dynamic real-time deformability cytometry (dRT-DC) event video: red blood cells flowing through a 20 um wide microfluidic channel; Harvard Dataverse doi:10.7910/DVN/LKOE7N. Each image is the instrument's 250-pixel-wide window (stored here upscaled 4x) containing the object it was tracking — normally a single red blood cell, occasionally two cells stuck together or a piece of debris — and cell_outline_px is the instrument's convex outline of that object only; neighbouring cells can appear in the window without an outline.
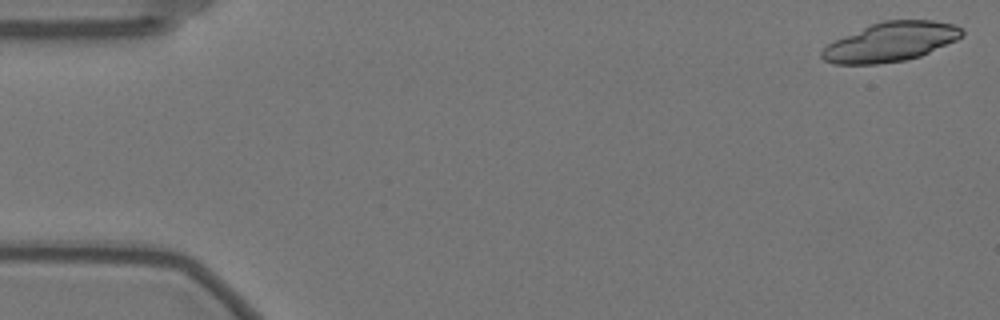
{"species": "Egyptian fruit bat (a non-hibernating species)", "species_latin": "Rousettus aegyptiacus", "temperature_condition": "warm", "stored_images_in_passage": 24, "camera_frame_rate_fps": 3000, "um_per_image_px": 0.085, "animal": {"sex": "female"}, "frame": {"image": 1, "passage_image": 2, "time_ms": 0.333, "image_size_px": [1000, 320], "cell_outline_px": [[964, 36], [956, 40], [920, 56], [904, 60], [876, 64], [832, 64], [824, 60], [820, 56], [820, 52], [828, 44], [836, 40], [872, 24], [884, 20], [932, 20], [956, 24], [964, 28]], "centroid_in_image_um": [75.75, 3.56], "position_along_channel_um": 9.2, "area_um2": 31.85}}